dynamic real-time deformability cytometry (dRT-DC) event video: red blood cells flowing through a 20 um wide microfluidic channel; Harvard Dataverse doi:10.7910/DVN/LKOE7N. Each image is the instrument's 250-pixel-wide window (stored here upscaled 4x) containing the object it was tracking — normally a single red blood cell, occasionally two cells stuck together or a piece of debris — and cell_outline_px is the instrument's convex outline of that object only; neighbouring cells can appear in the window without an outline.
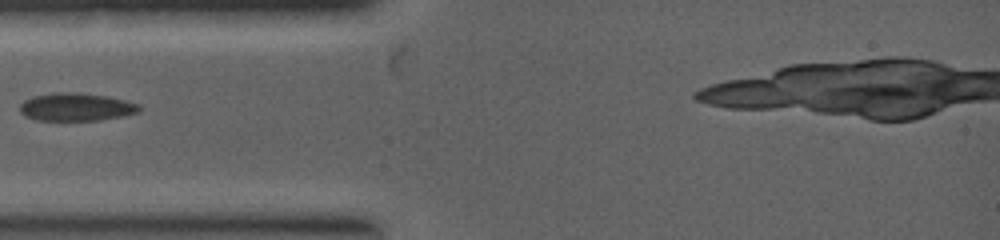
{"species": "common noctule bat (a hibernating species)", "species_latin": "Nyctalus noctula", "temperature_condition": "warm", "stored_images_in_passage": 2, "camera_frame_rate_fps": 5000, "um_per_image_px": 0.085, "animal": {"sex": "female", "body_mass_g": 19.0, "forearm_length_mm": 53.3}, "frame": {"image": 1, "passage_image": 1, "time_ms": 0.0, "image_size_px": [1000, 240], "cell_outline_px": [[140, 112], [100, 120], [36, 120], [24, 116], [20, 112], [20, 104], [24, 100], [32, 96], [56, 92], [76, 92], [104, 96], [124, 100], [140, 104]], "centroid_in_image_um": [6.44, 9.09], "position_along_channel_um": 78.6, "area_um2": 19.36}}